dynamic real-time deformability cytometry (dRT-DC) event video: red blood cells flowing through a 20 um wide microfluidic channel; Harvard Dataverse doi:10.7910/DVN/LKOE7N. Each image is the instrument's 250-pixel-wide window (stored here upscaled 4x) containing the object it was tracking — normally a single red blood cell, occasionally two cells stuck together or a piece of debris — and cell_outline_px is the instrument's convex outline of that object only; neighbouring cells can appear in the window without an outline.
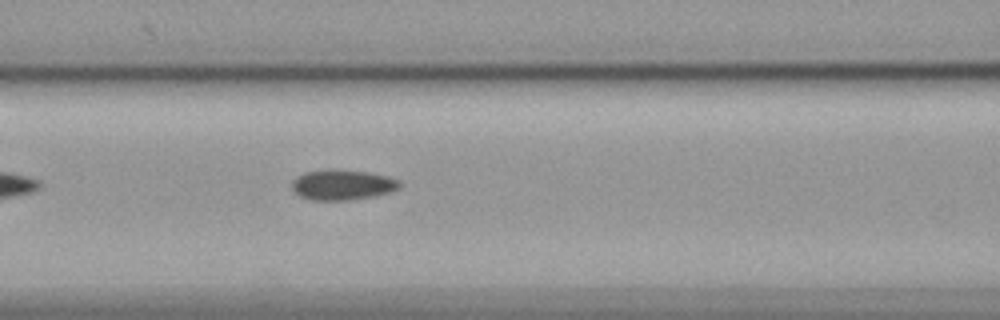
{"species": "common noctule bat (a hibernating species)", "species_latin": "Nyctalus noctula", "temperature_condition": "cold", "stored_images_in_passage": 11, "segment_of_instrument_passage": [1, 2], "camera_frame_rate_fps": 3000, "um_per_image_px": 0.085, "animal": {"sex": "female", "body_mass_g": 19.9}, "frame": {"image": 1, "passage_image": 10, "time_ms": 3.0, "image_size_px": [1000, 320], "cell_outline_px": [[404, 184], [400, 188], [376, 196], [348, 200], [308, 200], [300, 196], [292, 188], [292, 180], [296, 176], [304, 172], [332, 168], [368, 172], [388, 176], [400, 180]], "centroid_in_image_um": [29.12, 15.7], "position_along_channel_um": 137.5, "area_um2": 19.42}}